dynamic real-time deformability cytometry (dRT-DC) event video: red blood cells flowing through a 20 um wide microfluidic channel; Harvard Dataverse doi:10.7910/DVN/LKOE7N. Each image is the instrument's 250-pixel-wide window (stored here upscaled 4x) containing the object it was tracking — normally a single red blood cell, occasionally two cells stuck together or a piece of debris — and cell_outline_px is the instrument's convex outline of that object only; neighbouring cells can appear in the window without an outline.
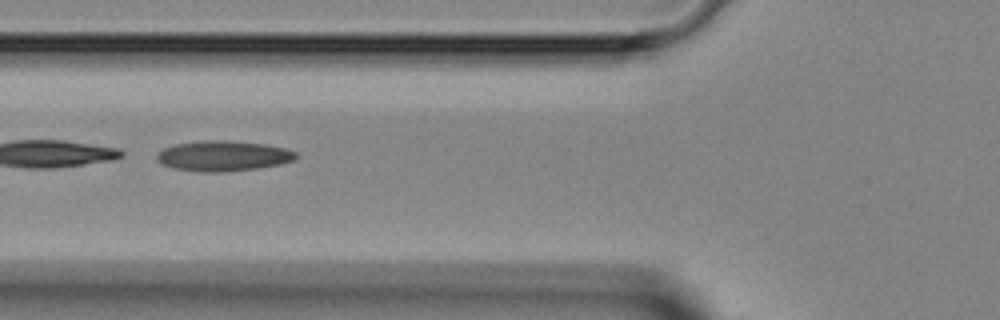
{"species": "Egyptian fruit bat (a non-hibernating species)", "species_latin": "Rousettus aegyptiacus", "temperature_condition": "room temperature", "stored_images_in_passage": 5, "camera_frame_rate_fps": 3000, "um_per_image_px": 0.085, "animal": {"sex": "female"}, "frame": {"image": 1, "passage_image": 5, "time_ms": 4.667, "image_size_px": [1000, 320], "cell_outline_px": [[296, 160], [280, 164], [256, 168], [224, 172], [200, 172], [176, 168], [160, 164], [156, 160], [156, 156], [164, 148], [176, 144], [204, 140], [228, 140], [264, 144], [284, 148], [296, 152]], "centroid_in_image_um": [18.96, 13.25], "position_along_channel_um": 106.8, "area_um2": 24.51}}